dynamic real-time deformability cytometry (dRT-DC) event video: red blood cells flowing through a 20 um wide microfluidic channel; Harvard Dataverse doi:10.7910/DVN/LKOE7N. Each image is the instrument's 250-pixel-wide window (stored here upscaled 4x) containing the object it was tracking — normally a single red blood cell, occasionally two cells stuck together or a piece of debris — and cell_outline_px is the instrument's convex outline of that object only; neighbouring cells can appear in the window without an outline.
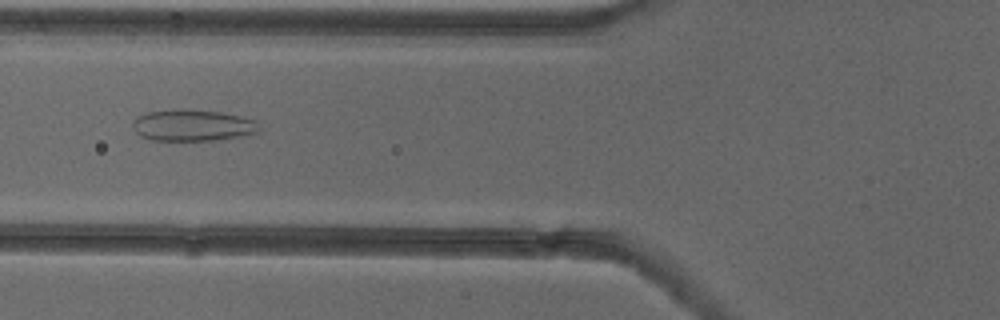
{"species": "common noctule bat (a hibernating species)", "species_latin": "Nyctalus noctula", "temperature_condition": "cold", "stored_images_in_passage": 53, "camera_frame_rate_fps": 3000, "um_per_image_px": 0.085, "animal": {"sex": "female"}, "frame": {"image": 1, "passage_image": 21, "time_ms": 6.667, "image_size_px": [1000, 320], "cell_outline_px": [[260, 132], [240, 136], [216, 140], [152, 140], [140, 136], [136, 132], [132, 124], [136, 116], [148, 112], [176, 108], [184, 108], [220, 112], [240, 116], [256, 120], [260, 128]], "centroid_in_image_um": [16.37, 10.64], "position_along_channel_um": 109.4, "area_um2": 23.41}}
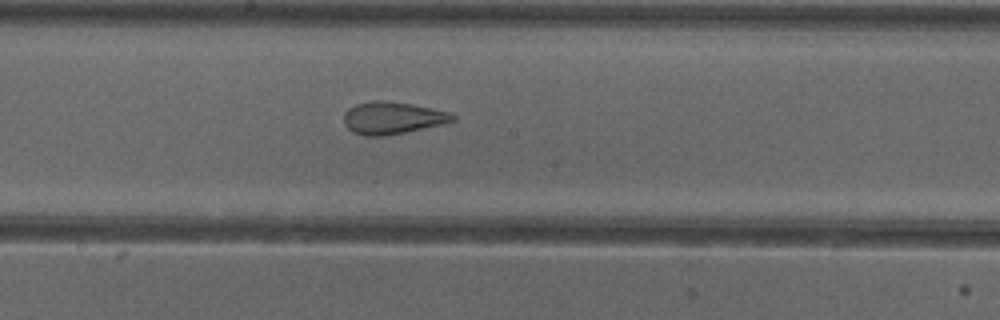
{"frame": {"image": 2, "passage_image": 29, "time_ms": 9.333, "image_size_px": [1000, 320], "cell_outline_px": [[456, 120], [444, 124], [384, 136], [364, 136], [352, 132], [344, 124], [344, 112], [348, 108], [356, 104], [376, 100], [412, 104], [452, 112], [456, 116]], "centroid_in_image_um": [33.37, 10.03], "position_along_channel_um": 214.8, "area_um2": 20.52}}
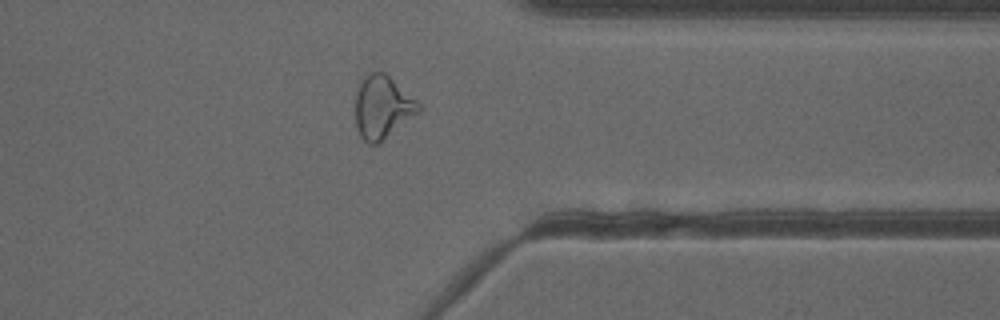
{"frame": {"image": 3, "passage_image": 42, "time_ms": 13.667, "image_size_px": [1000, 320], "cell_outline_px": [[420, 112], [380, 144], [368, 144], [360, 136], [356, 128], [356, 92], [360, 80], [368, 72], [384, 72], [416, 100], [420, 104]], "centroid_in_image_um": [32.49, 9.14], "position_along_channel_um": 378.9, "area_um2": 23.35}, "authors_computed_cell_mechanics": {"area_um2": 25.143, "velocity_mm_per_s": 3.9212, "shape_relaxation_time_tau1_ms": null, "shape_relaxation_time_tau2_ms": 1.2942, "deformation_change_tau1": null, "deformation_change_tau2": 0.104}}